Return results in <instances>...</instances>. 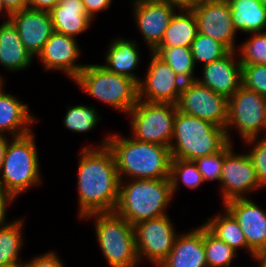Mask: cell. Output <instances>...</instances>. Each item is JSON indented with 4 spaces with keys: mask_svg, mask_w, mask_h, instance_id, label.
I'll list each match as a JSON object with an SVG mask.
<instances>
[{
    "mask_svg": "<svg viewBox=\"0 0 266 267\" xmlns=\"http://www.w3.org/2000/svg\"><path fill=\"white\" fill-rule=\"evenodd\" d=\"M258 140V141H257ZM244 144L252 146L247 153L257 172L260 184L266 188V136L244 140ZM252 144V145H251Z\"/></svg>",
    "mask_w": 266,
    "mask_h": 267,
    "instance_id": "cell-36",
    "label": "cell"
},
{
    "mask_svg": "<svg viewBox=\"0 0 266 267\" xmlns=\"http://www.w3.org/2000/svg\"><path fill=\"white\" fill-rule=\"evenodd\" d=\"M242 86L266 97V65H242Z\"/></svg>",
    "mask_w": 266,
    "mask_h": 267,
    "instance_id": "cell-37",
    "label": "cell"
},
{
    "mask_svg": "<svg viewBox=\"0 0 266 267\" xmlns=\"http://www.w3.org/2000/svg\"><path fill=\"white\" fill-rule=\"evenodd\" d=\"M228 143L225 128L177 111L169 146L172 158L194 161L218 153Z\"/></svg>",
    "mask_w": 266,
    "mask_h": 267,
    "instance_id": "cell-4",
    "label": "cell"
},
{
    "mask_svg": "<svg viewBox=\"0 0 266 267\" xmlns=\"http://www.w3.org/2000/svg\"><path fill=\"white\" fill-rule=\"evenodd\" d=\"M28 7L49 12L60 0H27Z\"/></svg>",
    "mask_w": 266,
    "mask_h": 267,
    "instance_id": "cell-42",
    "label": "cell"
},
{
    "mask_svg": "<svg viewBox=\"0 0 266 267\" xmlns=\"http://www.w3.org/2000/svg\"><path fill=\"white\" fill-rule=\"evenodd\" d=\"M66 115L63 118L64 126L75 133L91 131L101 119L97 109L92 105H68Z\"/></svg>",
    "mask_w": 266,
    "mask_h": 267,
    "instance_id": "cell-31",
    "label": "cell"
},
{
    "mask_svg": "<svg viewBox=\"0 0 266 267\" xmlns=\"http://www.w3.org/2000/svg\"><path fill=\"white\" fill-rule=\"evenodd\" d=\"M80 55L76 38L54 32L37 57L46 71L59 70L74 80L86 66L76 63Z\"/></svg>",
    "mask_w": 266,
    "mask_h": 267,
    "instance_id": "cell-17",
    "label": "cell"
},
{
    "mask_svg": "<svg viewBox=\"0 0 266 267\" xmlns=\"http://www.w3.org/2000/svg\"><path fill=\"white\" fill-rule=\"evenodd\" d=\"M93 218L99 247L110 267H137L140 263L136 251L134 225L115 212L95 213Z\"/></svg>",
    "mask_w": 266,
    "mask_h": 267,
    "instance_id": "cell-7",
    "label": "cell"
},
{
    "mask_svg": "<svg viewBox=\"0 0 266 267\" xmlns=\"http://www.w3.org/2000/svg\"><path fill=\"white\" fill-rule=\"evenodd\" d=\"M177 107L172 103H151L138 100L127 113L131 118L132 138L169 147L173 136Z\"/></svg>",
    "mask_w": 266,
    "mask_h": 267,
    "instance_id": "cell-8",
    "label": "cell"
},
{
    "mask_svg": "<svg viewBox=\"0 0 266 267\" xmlns=\"http://www.w3.org/2000/svg\"><path fill=\"white\" fill-rule=\"evenodd\" d=\"M15 197L4 187V184L0 181V225L8 223L6 219L7 206L15 201Z\"/></svg>",
    "mask_w": 266,
    "mask_h": 267,
    "instance_id": "cell-39",
    "label": "cell"
},
{
    "mask_svg": "<svg viewBox=\"0 0 266 267\" xmlns=\"http://www.w3.org/2000/svg\"><path fill=\"white\" fill-rule=\"evenodd\" d=\"M170 5H174L178 9H189V0H159Z\"/></svg>",
    "mask_w": 266,
    "mask_h": 267,
    "instance_id": "cell-44",
    "label": "cell"
},
{
    "mask_svg": "<svg viewBox=\"0 0 266 267\" xmlns=\"http://www.w3.org/2000/svg\"><path fill=\"white\" fill-rule=\"evenodd\" d=\"M54 32L76 38L91 27L93 20L82 0H60L50 11Z\"/></svg>",
    "mask_w": 266,
    "mask_h": 267,
    "instance_id": "cell-22",
    "label": "cell"
},
{
    "mask_svg": "<svg viewBox=\"0 0 266 267\" xmlns=\"http://www.w3.org/2000/svg\"><path fill=\"white\" fill-rule=\"evenodd\" d=\"M3 1V15L9 18L13 12L23 10L28 7L27 0H2Z\"/></svg>",
    "mask_w": 266,
    "mask_h": 267,
    "instance_id": "cell-41",
    "label": "cell"
},
{
    "mask_svg": "<svg viewBox=\"0 0 266 267\" xmlns=\"http://www.w3.org/2000/svg\"><path fill=\"white\" fill-rule=\"evenodd\" d=\"M9 19L15 25L21 41L33 58L38 56L54 33L51 16L47 11L27 7L11 13Z\"/></svg>",
    "mask_w": 266,
    "mask_h": 267,
    "instance_id": "cell-18",
    "label": "cell"
},
{
    "mask_svg": "<svg viewBox=\"0 0 266 267\" xmlns=\"http://www.w3.org/2000/svg\"><path fill=\"white\" fill-rule=\"evenodd\" d=\"M232 145L233 143L229 142L218 153L199 157L194 160L199 172L202 174L204 182L218 180L220 183L224 157L233 148Z\"/></svg>",
    "mask_w": 266,
    "mask_h": 267,
    "instance_id": "cell-35",
    "label": "cell"
},
{
    "mask_svg": "<svg viewBox=\"0 0 266 267\" xmlns=\"http://www.w3.org/2000/svg\"><path fill=\"white\" fill-rule=\"evenodd\" d=\"M169 181L172 193L176 194L179 185L182 183L190 189H197L204 183L202 174L199 172L194 161L172 158L170 164ZM181 181V182H180Z\"/></svg>",
    "mask_w": 266,
    "mask_h": 267,
    "instance_id": "cell-30",
    "label": "cell"
},
{
    "mask_svg": "<svg viewBox=\"0 0 266 267\" xmlns=\"http://www.w3.org/2000/svg\"><path fill=\"white\" fill-rule=\"evenodd\" d=\"M31 261H25V267H64L63 261L54 251H48L45 254L34 256Z\"/></svg>",
    "mask_w": 266,
    "mask_h": 267,
    "instance_id": "cell-38",
    "label": "cell"
},
{
    "mask_svg": "<svg viewBox=\"0 0 266 267\" xmlns=\"http://www.w3.org/2000/svg\"><path fill=\"white\" fill-rule=\"evenodd\" d=\"M235 30L244 33L266 29V5L260 0H228Z\"/></svg>",
    "mask_w": 266,
    "mask_h": 267,
    "instance_id": "cell-25",
    "label": "cell"
},
{
    "mask_svg": "<svg viewBox=\"0 0 266 267\" xmlns=\"http://www.w3.org/2000/svg\"><path fill=\"white\" fill-rule=\"evenodd\" d=\"M33 132L11 137L3 161L0 181L17 198L42 183L40 163Z\"/></svg>",
    "mask_w": 266,
    "mask_h": 267,
    "instance_id": "cell-6",
    "label": "cell"
},
{
    "mask_svg": "<svg viewBox=\"0 0 266 267\" xmlns=\"http://www.w3.org/2000/svg\"><path fill=\"white\" fill-rule=\"evenodd\" d=\"M138 43L134 40L115 37L106 49L104 66L110 72L127 76L137 83L141 80L133 71L137 69L140 62ZM133 72V73H132Z\"/></svg>",
    "mask_w": 266,
    "mask_h": 267,
    "instance_id": "cell-24",
    "label": "cell"
},
{
    "mask_svg": "<svg viewBox=\"0 0 266 267\" xmlns=\"http://www.w3.org/2000/svg\"><path fill=\"white\" fill-rule=\"evenodd\" d=\"M249 34L252 36L237 48L239 61L242 65H266V30Z\"/></svg>",
    "mask_w": 266,
    "mask_h": 267,
    "instance_id": "cell-34",
    "label": "cell"
},
{
    "mask_svg": "<svg viewBox=\"0 0 266 267\" xmlns=\"http://www.w3.org/2000/svg\"><path fill=\"white\" fill-rule=\"evenodd\" d=\"M0 24V66L9 71L28 69L33 57L26 50L9 18Z\"/></svg>",
    "mask_w": 266,
    "mask_h": 267,
    "instance_id": "cell-23",
    "label": "cell"
},
{
    "mask_svg": "<svg viewBox=\"0 0 266 267\" xmlns=\"http://www.w3.org/2000/svg\"><path fill=\"white\" fill-rule=\"evenodd\" d=\"M153 52L164 60L184 82L196 80L197 77L194 76L196 65L191 48H156Z\"/></svg>",
    "mask_w": 266,
    "mask_h": 267,
    "instance_id": "cell-29",
    "label": "cell"
},
{
    "mask_svg": "<svg viewBox=\"0 0 266 267\" xmlns=\"http://www.w3.org/2000/svg\"><path fill=\"white\" fill-rule=\"evenodd\" d=\"M264 5H266V0H260Z\"/></svg>",
    "mask_w": 266,
    "mask_h": 267,
    "instance_id": "cell-50",
    "label": "cell"
},
{
    "mask_svg": "<svg viewBox=\"0 0 266 267\" xmlns=\"http://www.w3.org/2000/svg\"><path fill=\"white\" fill-rule=\"evenodd\" d=\"M176 107L179 112L198 117L225 128L228 119V99L216 94L197 80L185 82Z\"/></svg>",
    "mask_w": 266,
    "mask_h": 267,
    "instance_id": "cell-10",
    "label": "cell"
},
{
    "mask_svg": "<svg viewBox=\"0 0 266 267\" xmlns=\"http://www.w3.org/2000/svg\"><path fill=\"white\" fill-rule=\"evenodd\" d=\"M236 55V51H230L226 56L203 65V76L196 80L229 99L242 86V64Z\"/></svg>",
    "mask_w": 266,
    "mask_h": 267,
    "instance_id": "cell-19",
    "label": "cell"
},
{
    "mask_svg": "<svg viewBox=\"0 0 266 267\" xmlns=\"http://www.w3.org/2000/svg\"><path fill=\"white\" fill-rule=\"evenodd\" d=\"M204 248L208 267H231L237 251L218 239L204 226Z\"/></svg>",
    "mask_w": 266,
    "mask_h": 267,
    "instance_id": "cell-32",
    "label": "cell"
},
{
    "mask_svg": "<svg viewBox=\"0 0 266 267\" xmlns=\"http://www.w3.org/2000/svg\"><path fill=\"white\" fill-rule=\"evenodd\" d=\"M175 230L168 214L136 223L134 231L139 261L147 259L158 267L174 246L178 236Z\"/></svg>",
    "mask_w": 266,
    "mask_h": 267,
    "instance_id": "cell-11",
    "label": "cell"
},
{
    "mask_svg": "<svg viewBox=\"0 0 266 267\" xmlns=\"http://www.w3.org/2000/svg\"><path fill=\"white\" fill-rule=\"evenodd\" d=\"M9 267H25V264L21 263V264H16V265L9 266Z\"/></svg>",
    "mask_w": 266,
    "mask_h": 267,
    "instance_id": "cell-48",
    "label": "cell"
},
{
    "mask_svg": "<svg viewBox=\"0 0 266 267\" xmlns=\"http://www.w3.org/2000/svg\"><path fill=\"white\" fill-rule=\"evenodd\" d=\"M206 0H189V9H191L196 3H200Z\"/></svg>",
    "mask_w": 266,
    "mask_h": 267,
    "instance_id": "cell-46",
    "label": "cell"
},
{
    "mask_svg": "<svg viewBox=\"0 0 266 267\" xmlns=\"http://www.w3.org/2000/svg\"><path fill=\"white\" fill-rule=\"evenodd\" d=\"M220 184L223 204L236 198H249V192L264 188L249 155L236 154L233 148L224 157Z\"/></svg>",
    "mask_w": 266,
    "mask_h": 267,
    "instance_id": "cell-13",
    "label": "cell"
},
{
    "mask_svg": "<svg viewBox=\"0 0 266 267\" xmlns=\"http://www.w3.org/2000/svg\"><path fill=\"white\" fill-rule=\"evenodd\" d=\"M223 205L242 229L251 258L266 250V211L251 198H236Z\"/></svg>",
    "mask_w": 266,
    "mask_h": 267,
    "instance_id": "cell-16",
    "label": "cell"
},
{
    "mask_svg": "<svg viewBox=\"0 0 266 267\" xmlns=\"http://www.w3.org/2000/svg\"><path fill=\"white\" fill-rule=\"evenodd\" d=\"M149 58L146 76L138 83V99L176 105L185 82L156 53L150 52Z\"/></svg>",
    "mask_w": 266,
    "mask_h": 267,
    "instance_id": "cell-12",
    "label": "cell"
},
{
    "mask_svg": "<svg viewBox=\"0 0 266 267\" xmlns=\"http://www.w3.org/2000/svg\"><path fill=\"white\" fill-rule=\"evenodd\" d=\"M89 97L127 114L137 103L138 83L107 70L102 64H86L73 80Z\"/></svg>",
    "mask_w": 266,
    "mask_h": 267,
    "instance_id": "cell-5",
    "label": "cell"
},
{
    "mask_svg": "<svg viewBox=\"0 0 266 267\" xmlns=\"http://www.w3.org/2000/svg\"><path fill=\"white\" fill-rule=\"evenodd\" d=\"M24 218L9 221L0 225V267H9L24 263L21 261L20 251L24 244Z\"/></svg>",
    "mask_w": 266,
    "mask_h": 267,
    "instance_id": "cell-27",
    "label": "cell"
},
{
    "mask_svg": "<svg viewBox=\"0 0 266 267\" xmlns=\"http://www.w3.org/2000/svg\"><path fill=\"white\" fill-rule=\"evenodd\" d=\"M198 34V24L192 9L175 12L157 48H190Z\"/></svg>",
    "mask_w": 266,
    "mask_h": 267,
    "instance_id": "cell-26",
    "label": "cell"
},
{
    "mask_svg": "<svg viewBox=\"0 0 266 267\" xmlns=\"http://www.w3.org/2000/svg\"><path fill=\"white\" fill-rule=\"evenodd\" d=\"M7 136L0 134V173L3 165V161L5 158L6 149L8 146L9 138Z\"/></svg>",
    "mask_w": 266,
    "mask_h": 267,
    "instance_id": "cell-43",
    "label": "cell"
},
{
    "mask_svg": "<svg viewBox=\"0 0 266 267\" xmlns=\"http://www.w3.org/2000/svg\"><path fill=\"white\" fill-rule=\"evenodd\" d=\"M0 14L3 15V1L0 0Z\"/></svg>",
    "mask_w": 266,
    "mask_h": 267,
    "instance_id": "cell-47",
    "label": "cell"
},
{
    "mask_svg": "<svg viewBox=\"0 0 266 267\" xmlns=\"http://www.w3.org/2000/svg\"><path fill=\"white\" fill-rule=\"evenodd\" d=\"M107 146L114 155L120 180L169 178L172 161L169 147L118 133L110 134Z\"/></svg>",
    "mask_w": 266,
    "mask_h": 267,
    "instance_id": "cell-2",
    "label": "cell"
},
{
    "mask_svg": "<svg viewBox=\"0 0 266 267\" xmlns=\"http://www.w3.org/2000/svg\"><path fill=\"white\" fill-rule=\"evenodd\" d=\"M2 84H4V80H3V77L0 76V86H1Z\"/></svg>",
    "mask_w": 266,
    "mask_h": 267,
    "instance_id": "cell-49",
    "label": "cell"
},
{
    "mask_svg": "<svg viewBox=\"0 0 266 267\" xmlns=\"http://www.w3.org/2000/svg\"><path fill=\"white\" fill-rule=\"evenodd\" d=\"M89 17L94 20L97 12L107 10L112 0H82Z\"/></svg>",
    "mask_w": 266,
    "mask_h": 267,
    "instance_id": "cell-40",
    "label": "cell"
},
{
    "mask_svg": "<svg viewBox=\"0 0 266 267\" xmlns=\"http://www.w3.org/2000/svg\"><path fill=\"white\" fill-rule=\"evenodd\" d=\"M253 260L260 264L258 267H266V250L259 251L253 255Z\"/></svg>",
    "mask_w": 266,
    "mask_h": 267,
    "instance_id": "cell-45",
    "label": "cell"
},
{
    "mask_svg": "<svg viewBox=\"0 0 266 267\" xmlns=\"http://www.w3.org/2000/svg\"><path fill=\"white\" fill-rule=\"evenodd\" d=\"M3 86H0V134L20 137L31 133L32 124L38 119L30 113L28 104L6 93Z\"/></svg>",
    "mask_w": 266,
    "mask_h": 267,
    "instance_id": "cell-21",
    "label": "cell"
},
{
    "mask_svg": "<svg viewBox=\"0 0 266 267\" xmlns=\"http://www.w3.org/2000/svg\"><path fill=\"white\" fill-rule=\"evenodd\" d=\"M191 9L197 20L198 33L219 41L230 51H237L235 37L238 32L233 26L228 0H206Z\"/></svg>",
    "mask_w": 266,
    "mask_h": 267,
    "instance_id": "cell-14",
    "label": "cell"
},
{
    "mask_svg": "<svg viewBox=\"0 0 266 267\" xmlns=\"http://www.w3.org/2000/svg\"><path fill=\"white\" fill-rule=\"evenodd\" d=\"M190 48L195 65L198 63H203V65L212 63L230 52V50L219 41L201 33L197 34Z\"/></svg>",
    "mask_w": 266,
    "mask_h": 267,
    "instance_id": "cell-33",
    "label": "cell"
},
{
    "mask_svg": "<svg viewBox=\"0 0 266 267\" xmlns=\"http://www.w3.org/2000/svg\"><path fill=\"white\" fill-rule=\"evenodd\" d=\"M100 146H84L78 162V218L95 213L114 212L120 178L111 149L107 146L110 133Z\"/></svg>",
    "mask_w": 266,
    "mask_h": 267,
    "instance_id": "cell-1",
    "label": "cell"
},
{
    "mask_svg": "<svg viewBox=\"0 0 266 267\" xmlns=\"http://www.w3.org/2000/svg\"><path fill=\"white\" fill-rule=\"evenodd\" d=\"M158 267H208L204 248V225L178 234L169 255Z\"/></svg>",
    "mask_w": 266,
    "mask_h": 267,
    "instance_id": "cell-20",
    "label": "cell"
},
{
    "mask_svg": "<svg viewBox=\"0 0 266 267\" xmlns=\"http://www.w3.org/2000/svg\"><path fill=\"white\" fill-rule=\"evenodd\" d=\"M233 128L236 129L242 141L260 137L261 132L266 136V98L241 86L228 99V119L225 130L229 142H233L229 134Z\"/></svg>",
    "mask_w": 266,
    "mask_h": 267,
    "instance_id": "cell-9",
    "label": "cell"
},
{
    "mask_svg": "<svg viewBox=\"0 0 266 267\" xmlns=\"http://www.w3.org/2000/svg\"><path fill=\"white\" fill-rule=\"evenodd\" d=\"M132 5L137 29L149 51L153 52L160 45L164 32L178 8L159 0H134Z\"/></svg>",
    "mask_w": 266,
    "mask_h": 267,
    "instance_id": "cell-15",
    "label": "cell"
},
{
    "mask_svg": "<svg viewBox=\"0 0 266 267\" xmlns=\"http://www.w3.org/2000/svg\"><path fill=\"white\" fill-rule=\"evenodd\" d=\"M172 199L169 178L120 180L119 198L114 212L135 225L140 221L167 215L166 208Z\"/></svg>",
    "mask_w": 266,
    "mask_h": 267,
    "instance_id": "cell-3",
    "label": "cell"
},
{
    "mask_svg": "<svg viewBox=\"0 0 266 267\" xmlns=\"http://www.w3.org/2000/svg\"><path fill=\"white\" fill-rule=\"evenodd\" d=\"M224 210L223 214L217 213L216 216L207 218V222H204L203 225L235 251L243 248L248 252V245L242 229L235 218L226 209Z\"/></svg>",
    "mask_w": 266,
    "mask_h": 267,
    "instance_id": "cell-28",
    "label": "cell"
}]
</instances>
